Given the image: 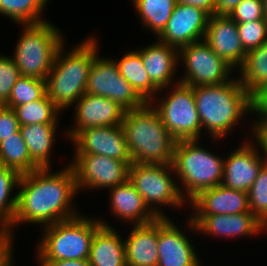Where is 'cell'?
Wrapping results in <instances>:
<instances>
[{"mask_svg": "<svg viewBox=\"0 0 267 266\" xmlns=\"http://www.w3.org/2000/svg\"><path fill=\"white\" fill-rule=\"evenodd\" d=\"M21 27L12 58L21 75L46 80L65 37L49 21Z\"/></svg>", "mask_w": 267, "mask_h": 266, "instance_id": "cell-7", "label": "cell"}, {"mask_svg": "<svg viewBox=\"0 0 267 266\" xmlns=\"http://www.w3.org/2000/svg\"><path fill=\"white\" fill-rule=\"evenodd\" d=\"M124 239L127 266H157L158 217L146 224L133 225Z\"/></svg>", "mask_w": 267, "mask_h": 266, "instance_id": "cell-22", "label": "cell"}, {"mask_svg": "<svg viewBox=\"0 0 267 266\" xmlns=\"http://www.w3.org/2000/svg\"><path fill=\"white\" fill-rule=\"evenodd\" d=\"M20 176L17 171L0 165V221L9 225L16 213L17 193H12L18 189Z\"/></svg>", "mask_w": 267, "mask_h": 266, "instance_id": "cell-32", "label": "cell"}, {"mask_svg": "<svg viewBox=\"0 0 267 266\" xmlns=\"http://www.w3.org/2000/svg\"><path fill=\"white\" fill-rule=\"evenodd\" d=\"M176 3L200 8L210 16L215 15V0H176Z\"/></svg>", "mask_w": 267, "mask_h": 266, "instance_id": "cell-42", "label": "cell"}, {"mask_svg": "<svg viewBox=\"0 0 267 266\" xmlns=\"http://www.w3.org/2000/svg\"><path fill=\"white\" fill-rule=\"evenodd\" d=\"M243 0H215V14L229 15Z\"/></svg>", "mask_w": 267, "mask_h": 266, "instance_id": "cell-43", "label": "cell"}, {"mask_svg": "<svg viewBox=\"0 0 267 266\" xmlns=\"http://www.w3.org/2000/svg\"><path fill=\"white\" fill-rule=\"evenodd\" d=\"M264 9H267V0H263Z\"/></svg>", "mask_w": 267, "mask_h": 266, "instance_id": "cell-46", "label": "cell"}, {"mask_svg": "<svg viewBox=\"0 0 267 266\" xmlns=\"http://www.w3.org/2000/svg\"><path fill=\"white\" fill-rule=\"evenodd\" d=\"M85 92L109 98L126 111L140 108L146 103L120 75L115 60L99 57L98 54L94 57Z\"/></svg>", "mask_w": 267, "mask_h": 266, "instance_id": "cell-11", "label": "cell"}, {"mask_svg": "<svg viewBox=\"0 0 267 266\" xmlns=\"http://www.w3.org/2000/svg\"><path fill=\"white\" fill-rule=\"evenodd\" d=\"M39 266H90L88 259L82 260H38Z\"/></svg>", "mask_w": 267, "mask_h": 266, "instance_id": "cell-44", "label": "cell"}, {"mask_svg": "<svg viewBox=\"0 0 267 266\" xmlns=\"http://www.w3.org/2000/svg\"><path fill=\"white\" fill-rule=\"evenodd\" d=\"M238 35L246 52L258 48L267 40L265 20L237 23Z\"/></svg>", "mask_w": 267, "mask_h": 266, "instance_id": "cell-35", "label": "cell"}, {"mask_svg": "<svg viewBox=\"0 0 267 266\" xmlns=\"http://www.w3.org/2000/svg\"><path fill=\"white\" fill-rule=\"evenodd\" d=\"M173 88L163 100L156 96V103H150L159 113L167 131L177 141L200 140L203 129L195 106L193 87L178 82Z\"/></svg>", "mask_w": 267, "mask_h": 266, "instance_id": "cell-9", "label": "cell"}, {"mask_svg": "<svg viewBox=\"0 0 267 266\" xmlns=\"http://www.w3.org/2000/svg\"><path fill=\"white\" fill-rule=\"evenodd\" d=\"M13 232L10 225L0 221V266H13Z\"/></svg>", "mask_w": 267, "mask_h": 266, "instance_id": "cell-38", "label": "cell"}, {"mask_svg": "<svg viewBox=\"0 0 267 266\" xmlns=\"http://www.w3.org/2000/svg\"><path fill=\"white\" fill-rule=\"evenodd\" d=\"M255 141V144L252 140L242 142L224 159L223 186L243 192H248L252 187L259 171L267 162V158L259 151L262 149L260 143L256 139Z\"/></svg>", "mask_w": 267, "mask_h": 266, "instance_id": "cell-13", "label": "cell"}, {"mask_svg": "<svg viewBox=\"0 0 267 266\" xmlns=\"http://www.w3.org/2000/svg\"><path fill=\"white\" fill-rule=\"evenodd\" d=\"M46 94V80L21 75L12 87L10 98L4 106L13 109L18 105L41 99Z\"/></svg>", "mask_w": 267, "mask_h": 266, "instance_id": "cell-33", "label": "cell"}, {"mask_svg": "<svg viewBox=\"0 0 267 266\" xmlns=\"http://www.w3.org/2000/svg\"><path fill=\"white\" fill-rule=\"evenodd\" d=\"M253 125L251 129L252 136L254 135V138L260 143L261 150L267 158V117L260 118L258 121L256 120L255 123L253 122Z\"/></svg>", "mask_w": 267, "mask_h": 266, "instance_id": "cell-41", "label": "cell"}, {"mask_svg": "<svg viewBox=\"0 0 267 266\" xmlns=\"http://www.w3.org/2000/svg\"><path fill=\"white\" fill-rule=\"evenodd\" d=\"M239 70L241 76L238 78L251 95L267 82V40L258 48L247 52Z\"/></svg>", "mask_w": 267, "mask_h": 266, "instance_id": "cell-28", "label": "cell"}, {"mask_svg": "<svg viewBox=\"0 0 267 266\" xmlns=\"http://www.w3.org/2000/svg\"><path fill=\"white\" fill-rule=\"evenodd\" d=\"M74 127L67 131L70 140L79 130L121 125L126 110L109 98L85 93L76 103Z\"/></svg>", "mask_w": 267, "mask_h": 266, "instance_id": "cell-18", "label": "cell"}, {"mask_svg": "<svg viewBox=\"0 0 267 266\" xmlns=\"http://www.w3.org/2000/svg\"><path fill=\"white\" fill-rule=\"evenodd\" d=\"M264 20L267 25V9H264Z\"/></svg>", "mask_w": 267, "mask_h": 266, "instance_id": "cell-45", "label": "cell"}, {"mask_svg": "<svg viewBox=\"0 0 267 266\" xmlns=\"http://www.w3.org/2000/svg\"><path fill=\"white\" fill-rule=\"evenodd\" d=\"M0 165L17 171L20 175L40 167L31 159L20 130L0 142Z\"/></svg>", "mask_w": 267, "mask_h": 266, "instance_id": "cell-27", "label": "cell"}, {"mask_svg": "<svg viewBox=\"0 0 267 266\" xmlns=\"http://www.w3.org/2000/svg\"><path fill=\"white\" fill-rule=\"evenodd\" d=\"M108 190H110L111 211L117 219L138 225L152 222L157 218L128 180Z\"/></svg>", "mask_w": 267, "mask_h": 266, "instance_id": "cell-23", "label": "cell"}, {"mask_svg": "<svg viewBox=\"0 0 267 266\" xmlns=\"http://www.w3.org/2000/svg\"><path fill=\"white\" fill-rule=\"evenodd\" d=\"M229 16L236 23L264 20L263 0H243Z\"/></svg>", "mask_w": 267, "mask_h": 266, "instance_id": "cell-37", "label": "cell"}, {"mask_svg": "<svg viewBox=\"0 0 267 266\" xmlns=\"http://www.w3.org/2000/svg\"><path fill=\"white\" fill-rule=\"evenodd\" d=\"M189 204L194 208L191 215H233L250 212L248 192L233 190L222 184L202 190Z\"/></svg>", "mask_w": 267, "mask_h": 266, "instance_id": "cell-20", "label": "cell"}, {"mask_svg": "<svg viewBox=\"0 0 267 266\" xmlns=\"http://www.w3.org/2000/svg\"><path fill=\"white\" fill-rule=\"evenodd\" d=\"M57 128V124L20 126V132L27 145L29 155L40 168H51L50 156L53 144L57 140L55 138Z\"/></svg>", "mask_w": 267, "mask_h": 266, "instance_id": "cell-25", "label": "cell"}, {"mask_svg": "<svg viewBox=\"0 0 267 266\" xmlns=\"http://www.w3.org/2000/svg\"><path fill=\"white\" fill-rule=\"evenodd\" d=\"M72 167L76 187L82 189H109L128 180V170L132 161H119L97 154H74Z\"/></svg>", "mask_w": 267, "mask_h": 266, "instance_id": "cell-12", "label": "cell"}, {"mask_svg": "<svg viewBox=\"0 0 267 266\" xmlns=\"http://www.w3.org/2000/svg\"><path fill=\"white\" fill-rule=\"evenodd\" d=\"M47 3L48 0H0V14L20 25L39 24L47 21L42 16Z\"/></svg>", "mask_w": 267, "mask_h": 266, "instance_id": "cell-31", "label": "cell"}, {"mask_svg": "<svg viewBox=\"0 0 267 266\" xmlns=\"http://www.w3.org/2000/svg\"><path fill=\"white\" fill-rule=\"evenodd\" d=\"M193 94L202 128L213 142L224 139L245 114L252 112L251 94L239 78L219 85L195 86Z\"/></svg>", "mask_w": 267, "mask_h": 266, "instance_id": "cell-2", "label": "cell"}, {"mask_svg": "<svg viewBox=\"0 0 267 266\" xmlns=\"http://www.w3.org/2000/svg\"><path fill=\"white\" fill-rule=\"evenodd\" d=\"M20 126L58 124L62 112L46 94L43 98L13 108Z\"/></svg>", "mask_w": 267, "mask_h": 266, "instance_id": "cell-30", "label": "cell"}, {"mask_svg": "<svg viewBox=\"0 0 267 266\" xmlns=\"http://www.w3.org/2000/svg\"><path fill=\"white\" fill-rule=\"evenodd\" d=\"M99 221L102 226L92 239L88 258L90 266H127L124 239L111 224L108 225L105 220Z\"/></svg>", "mask_w": 267, "mask_h": 266, "instance_id": "cell-24", "label": "cell"}, {"mask_svg": "<svg viewBox=\"0 0 267 266\" xmlns=\"http://www.w3.org/2000/svg\"><path fill=\"white\" fill-rule=\"evenodd\" d=\"M188 229L218 236L244 237L253 236L267 229L251 212L238 213L233 215H192L189 217Z\"/></svg>", "mask_w": 267, "mask_h": 266, "instance_id": "cell-17", "label": "cell"}, {"mask_svg": "<svg viewBox=\"0 0 267 266\" xmlns=\"http://www.w3.org/2000/svg\"><path fill=\"white\" fill-rule=\"evenodd\" d=\"M20 130V123L12 108L0 105V142Z\"/></svg>", "mask_w": 267, "mask_h": 266, "instance_id": "cell-39", "label": "cell"}, {"mask_svg": "<svg viewBox=\"0 0 267 266\" xmlns=\"http://www.w3.org/2000/svg\"><path fill=\"white\" fill-rule=\"evenodd\" d=\"M210 15L190 5L176 4L158 39L180 49L183 46L204 40Z\"/></svg>", "mask_w": 267, "mask_h": 266, "instance_id": "cell-14", "label": "cell"}, {"mask_svg": "<svg viewBox=\"0 0 267 266\" xmlns=\"http://www.w3.org/2000/svg\"><path fill=\"white\" fill-rule=\"evenodd\" d=\"M51 171V168H39L20 176L11 230L23 222L44 227L81 215L71 205L78 195L72 167L67 165L58 172Z\"/></svg>", "mask_w": 267, "mask_h": 266, "instance_id": "cell-1", "label": "cell"}, {"mask_svg": "<svg viewBox=\"0 0 267 266\" xmlns=\"http://www.w3.org/2000/svg\"><path fill=\"white\" fill-rule=\"evenodd\" d=\"M171 172L175 174L172 164L132 163L129 166L128 181L157 217L168 216L159 209L160 207L167 205L179 209L186 202L179 191L181 186L174 181L176 179L171 176Z\"/></svg>", "mask_w": 267, "mask_h": 266, "instance_id": "cell-8", "label": "cell"}, {"mask_svg": "<svg viewBox=\"0 0 267 266\" xmlns=\"http://www.w3.org/2000/svg\"><path fill=\"white\" fill-rule=\"evenodd\" d=\"M120 75L132 86L145 102H155L159 88L150 80L141 55L135 50L127 52L116 60Z\"/></svg>", "mask_w": 267, "mask_h": 266, "instance_id": "cell-26", "label": "cell"}, {"mask_svg": "<svg viewBox=\"0 0 267 266\" xmlns=\"http://www.w3.org/2000/svg\"><path fill=\"white\" fill-rule=\"evenodd\" d=\"M199 142V139L179 140L174 148L172 165L179 179L177 183H182L179 191L189 202L202 190L221 185L223 180L224 159L201 147Z\"/></svg>", "mask_w": 267, "mask_h": 266, "instance_id": "cell-5", "label": "cell"}, {"mask_svg": "<svg viewBox=\"0 0 267 266\" xmlns=\"http://www.w3.org/2000/svg\"><path fill=\"white\" fill-rule=\"evenodd\" d=\"M102 226L98 219L81 214L69 220L44 226L37 244L38 260L88 259L92 239Z\"/></svg>", "mask_w": 267, "mask_h": 266, "instance_id": "cell-6", "label": "cell"}, {"mask_svg": "<svg viewBox=\"0 0 267 266\" xmlns=\"http://www.w3.org/2000/svg\"><path fill=\"white\" fill-rule=\"evenodd\" d=\"M250 212L267 227V162L248 190Z\"/></svg>", "mask_w": 267, "mask_h": 266, "instance_id": "cell-34", "label": "cell"}, {"mask_svg": "<svg viewBox=\"0 0 267 266\" xmlns=\"http://www.w3.org/2000/svg\"><path fill=\"white\" fill-rule=\"evenodd\" d=\"M70 140L75 146L74 154H97L132 161L121 125L79 130Z\"/></svg>", "mask_w": 267, "mask_h": 266, "instance_id": "cell-15", "label": "cell"}, {"mask_svg": "<svg viewBox=\"0 0 267 266\" xmlns=\"http://www.w3.org/2000/svg\"><path fill=\"white\" fill-rule=\"evenodd\" d=\"M252 112L257 120L267 117V82L258 88L252 95Z\"/></svg>", "mask_w": 267, "mask_h": 266, "instance_id": "cell-40", "label": "cell"}, {"mask_svg": "<svg viewBox=\"0 0 267 266\" xmlns=\"http://www.w3.org/2000/svg\"><path fill=\"white\" fill-rule=\"evenodd\" d=\"M136 51L142 57L150 80L160 89L159 93L177 84L173 80L179 66L177 64H180L179 49L158 40Z\"/></svg>", "mask_w": 267, "mask_h": 266, "instance_id": "cell-21", "label": "cell"}, {"mask_svg": "<svg viewBox=\"0 0 267 266\" xmlns=\"http://www.w3.org/2000/svg\"><path fill=\"white\" fill-rule=\"evenodd\" d=\"M132 163L172 164L177 140L150 102L127 110L121 123Z\"/></svg>", "mask_w": 267, "mask_h": 266, "instance_id": "cell-3", "label": "cell"}, {"mask_svg": "<svg viewBox=\"0 0 267 266\" xmlns=\"http://www.w3.org/2000/svg\"><path fill=\"white\" fill-rule=\"evenodd\" d=\"M98 38L87 37L64 55V44L58 49L46 79L50 100L63 112L71 108L86 92L87 78L94 57L99 52Z\"/></svg>", "mask_w": 267, "mask_h": 266, "instance_id": "cell-4", "label": "cell"}, {"mask_svg": "<svg viewBox=\"0 0 267 266\" xmlns=\"http://www.w3.org/2000/svg\"><path fill=\"white\" fill-rule=\"evenodd\" d=\"M20 76V70L13 58L0 54V105L9 100L12 87Z\"/></svg>", "mask_w": 267, "mask_h": 266, "instance_id": "cell-36", "label": "cell"}, {"mask_svg": "<svg viewBox=\"0 0 267 266\" xmlns=\"http://www.w3.org/2000/svg\"><path fill=\"white\" fill-rule=\"evenodd\" d=\"M170 217H158L157 266H201L189 236Z\"/></svg>", "mask_w": 267, "mask_h": 266, "instance_id": "cell-16", "label": "cell"}, {"mask_svg": "<svg viewBox=\"0 0 267 266\" xmlns=\"http://www.w3.org/2000/svg\"><path fill=\"white\" fill-rule=\"evenodd\" d=\"M179 60L186 72L178 82L191 87L223 84L237 70L216 55L205 40L181 47Z\"/></svg>", "mask_w": 267, "mask_h": 266, "instance_id": "cell-10", "label": "cell"}, {"mask_svg": "<svg viewBox=\"0 0 267 266\" xmlns=\"http://www.w3.org/2000/svg\"><path fill=\"white\" fill-rule=\"evenodd\" d=\"M143 27L158 36L165 28L176 3V0H132Z\"/></svg>", "mask_w": 267, "mask_h": 266, "instance_id": "cell-29", "label": "cell"}, {"mask_svg": "<svg viewBox=\"0 0 267 266\" xmlns=\"http://www.w3.org/2000/svg\"><path fill=\"white\" fill-rule=\"evenodd\" d=\"M204 40L234 69L243 65L247 52L239 38L237 23L229 15L210 16Z\"/></svg>", "mask_w": 267, "mask_h": 266, "instance_id": "cell-19", "label": "cell"}]
</instances>
